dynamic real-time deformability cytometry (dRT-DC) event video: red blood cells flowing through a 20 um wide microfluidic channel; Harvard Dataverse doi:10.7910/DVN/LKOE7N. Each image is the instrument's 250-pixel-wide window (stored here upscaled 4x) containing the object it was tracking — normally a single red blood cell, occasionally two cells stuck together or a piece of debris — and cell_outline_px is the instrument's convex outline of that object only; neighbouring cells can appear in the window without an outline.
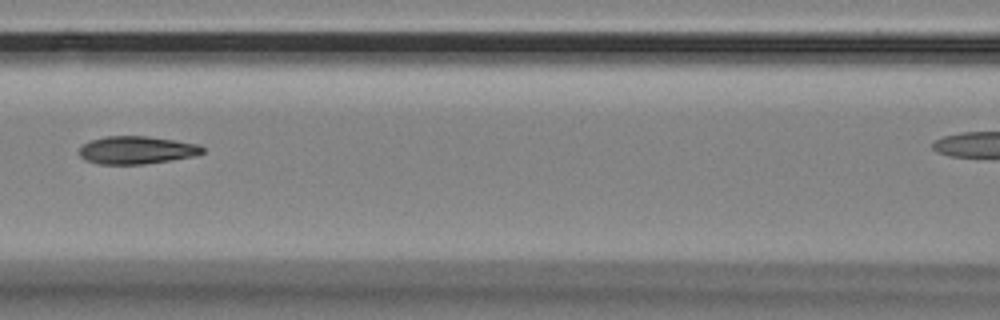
{"species": "Egyptian fruit bat (a non-hibernating species)", "species_latin": "Rousettus aegyptiacus", "temperature_condition": "room temperature", "stored_images_in_passage": 11, "segment_of_instrument_passage": [1, 2], "camera_frame_rate_fps": 3000, "um_per_image_px": 0.085, "animal": {"sex": "female"}, "frame": {"image": 1, "passage_image": 7, "time_ms": 2.0, "image_size_px": [1000, 320], "cell_outline_px": [[204, 152], [196, 156], [172, 160], [144, 164], [96, 164], [84, 160], [80, 156], [80, 148], [84, 144], [92, 140], [108, 136], [148, 136], [200, 144], [204, 148]], "centroid_in_image_um": [11.65, 12.76], "position_along_channel_um": 155.0, "area_um2": 20.06}}
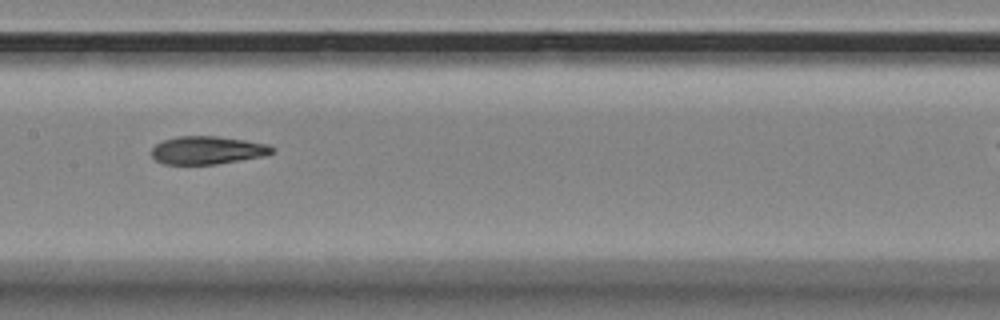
{"frame": {"image": 2, "passage_image": 8, "time_ms": 2.333, "image_size_px": [1000, 320], "cell_outline_px": [[272, 152], [264, 156], [216, 164], [164, 164], [156, 160], [152, 156], [152, 148], [156, 144], [164, 140], [176, 136], [216, 136], [244, 140], [268, 144], [272, 148]], "centroid_in_image_um": [17.6, 12.76], "position_along_channel_um": 189.8, "area_um2": 19.48}}
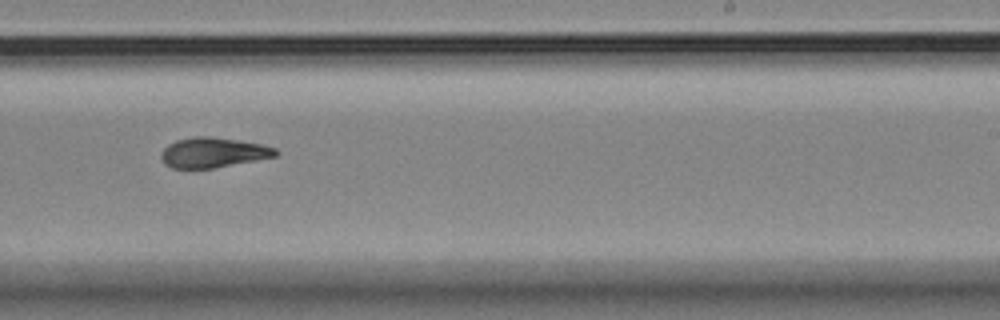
{"frame": {"image": 3, "passage_image": 10, "time_ms": 3.0, "image_size_px": [1000, 320], "cell_outline_px": [[280, 152], [276, 156], [212, 168], [172, 168], [164, 164], [160, 156], [164, 148], [168, 144], [176, 140], [196, 136], [212, 136], [260, 144], [276, 148]], "centroid_in_image_um": [18.09, 12.96], "position_along_channel_um": 270.9, "area_um2": 19.88}}